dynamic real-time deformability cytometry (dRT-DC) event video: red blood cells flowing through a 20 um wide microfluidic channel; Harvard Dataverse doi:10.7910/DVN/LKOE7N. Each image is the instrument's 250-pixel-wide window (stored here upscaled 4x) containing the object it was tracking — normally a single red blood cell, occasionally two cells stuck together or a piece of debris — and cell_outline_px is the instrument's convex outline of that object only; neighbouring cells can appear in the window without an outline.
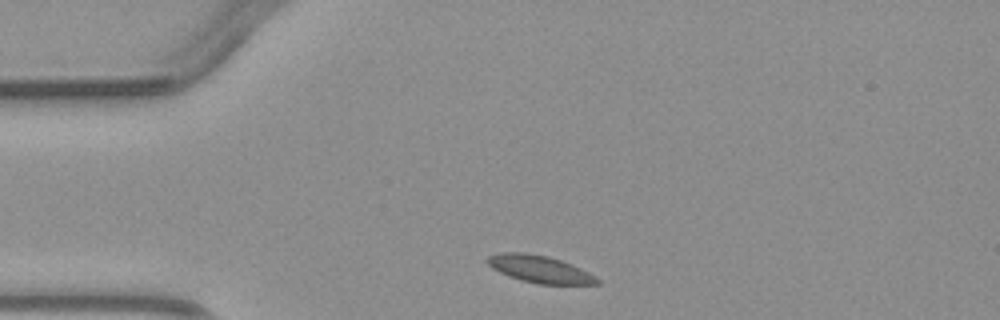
{"species": "common noctule bat (a hibernating species)", "species_latin": "Nyctalus noctula", "temperature_condition": "warm", "stored_images_in_passage": 1, "camera_frame_rate_fps": 3000, "um_per_image_px": 0.085, "animal": {"sex": "male", "body_mass_g": 23.1, "forearm_length_mm": 52.7}, "frame": {"image": 1, "passage_image": 1, "time_ms": 0.0, "image_size_px": [1000, 320], "cell_outline_px": [[600, 284], [540, 284], [520, 280], [508, 276], [492, 268], [484, 260], [488, 256], [500, 252], [524, 252], [548, 256], [572, 264], [596, 276], [600, 280]], "centroid_in_image_um": [45.85, 22.87], "position_along_channel_um": 39.1, "area_um2": 17.51}}